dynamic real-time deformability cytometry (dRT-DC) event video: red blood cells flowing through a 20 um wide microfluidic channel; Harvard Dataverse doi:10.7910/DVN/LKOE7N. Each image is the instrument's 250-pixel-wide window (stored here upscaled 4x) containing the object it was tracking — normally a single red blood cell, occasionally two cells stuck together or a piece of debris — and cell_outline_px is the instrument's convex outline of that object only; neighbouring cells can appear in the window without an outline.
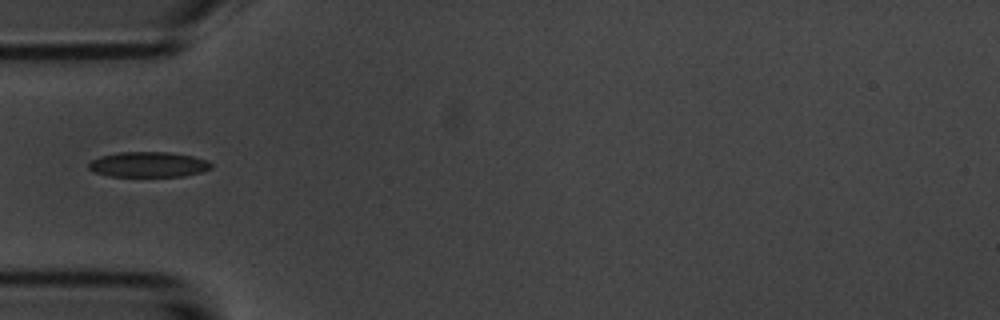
{"species": "common noctule bat (a hibernating species)", "species_latin": "Nyctalus noctula", "temperature_condition": "room temperature", "stored_images_in_passage": 5, "camera_frame_rate_fps": 3000, "um_per_image_px": 0.085, "animal": {"sex": "male", "body_mass_g": 20.1, "forearm_length_mm": 53.5}, "frame": {"image": 1, "passage_image": 5, "time_ms": 4.667, "image_size_px": [1000, 320], "cell_outline_px": [[212, 168], [200, 172], [184, 176], [108, 176], [92, 172], [88, 168], [88, 164], [92, 160], [100, 156], [120, 152], [168, 152], [192, 156], [208, 160], [212, 164]], "centroid_in_image_um": [12.6, 13.98], "position_along_channel_um": 72.4, "area_um2": 18.09}}